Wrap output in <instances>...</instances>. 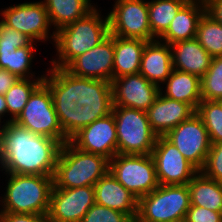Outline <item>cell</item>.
I'll return each instance as SVG.
<instances>
[{
  "instance_id": "cell-36",
  "label": "cell",
  "mask_w": 222,
  "mask_h": 222,
  "mask_svg": "<svg viewBox=\"0 0 222 222\" xmlns=\"http://www.w3.org/2000/svg\"><path fill=\"white\" fill-rule=\"evenodd\" d=\"M59 124L70 140L76 134L77 106L55 107Z\"/></svg>"
},
{
  "instance_id": "cell-38",
  "label": "cell",
  "mask_w": 222,
  "mask_h": 222,
  "mask_svg": "<svg viewBox=\"0 0 222 222\" xmlns=\"http://www.w3.org/2000/svg\"><path fill=\"white\" fill-rule=\"evenodd\" d=\"M0 222H49L47 215L0 212Z\"/></svg>"
},
{
  "instance_id": "cell-12",
  "label": "cell",
  "mask_w": 222,
  "mask_h": 222,
  "mask_svg": "<svg viewBox=\"0 0 222 222\" xmlns=\"http://www.w3.org/2000/svg\"><path fill=\"white\" fill-rule=\"evenodd\" d=\"M165 137L198 171L203 169L211 142L204 123L196 113L170 130Z\"/></svg>"
},
{
  "instance_id": "cell-24",
  "label": "cell",
  "mask_w": 222,
  "mask_h": 222,
  "mask_svg": "<svg viewBox=\"0 0 222 222\" xmlns=\"http://www.w3.org/2000/svg\"><path fill=\"white\" fill-rule=\"evenodd\" d=\"M163 84L166 89L161 86L160 93L167 98L188 103L195 110L202 101L201 78L197 75L173 69Z\"/></svg>"
},
{
  "instance_id": "cell-14",
  "label": "cell",
  "mask_w": 222,
  "mask_h": 222,
  "mask_svg": "<svg viewBox=\"0 0 222 222\" xmlns=\"http://www.w3.org/2000/svg\"><path fill=\"white\" fill-rule=\"evenodd\" d=\"M95 204L94 187L55 188L50 195L49 222H81Z\"/></svg>"
},
{
  "instance_id": "cell-18",
  "label": "cell",
  "mask_w": 222,
  "mask_h": 222,
  "mask_svg": "<svg viewBox=\"0 0 222 222\" xmlns=\"http://www.w3.org/2000/svg\"><path fill=\"white\" fill-rule=\"evenodd\" d=\"M146 113L152 130L158 136H165L181 122L189 119L196 110L188 103L172 100L159 93Z\"/></svg>"
},
{
  "instance_id": "cell-21",
  "label": "cell",
  "mask_w": 222,
  "mask_h": 222,
  "mask_svg": "<svg viewBox=\"0 0 222 222\" xmlns=\"http://www.w3.org/2000/svg\"><path fill=\"white\" fill-rule=\"evenodd\" d=\"M206 12L204 0H189L175 15L167 31L158 39L169 45L196 38L198 23Z\"/></svg>"
},
{
  "instance_id": "cell-2",
  "label": "cell",
  "mask_w": 222,
  "mask_h": 222,
  "mask_svg": "<svg viewBox=\"0 0 222 222\" xmlns=\"http://www.w3.org/2000/svg\"><path fill=\"white\" fill-rule=\"evenodd\" d=\"M52 97H69L77 106L76 133L112 112L113 97L110 82L79 77L65 68H47L43 81Z\"/></svg>"
},
{
  "instance_id": "cell-8",
  "label": "cell",
  "mask_w": 222,
  "mask_h": 222,
  "mask_svg": "<svg viewBox=\"0 0 222 222\" xmlns=\"http://www.w3.org/2000/svg\"><path fill=\"white\" fill-rule=\"evenodd\" d=\"M14 122L36 135L58 140L62 145L70 141L59 124L51 92L44 82L33 91Z\"/></svg>"
},
{
  "instance_id": "cell-41",
  "label": "cell",
  "mask_w": 222,
  "mask_h": 222,
  "mask_svg": "<svg viewBox=\"0 0 222 222\" xmlns=\"http://www.w3.org/2000/svg\"><path fill=\"white\" fill-rule=\"evenodd\" d=\"M54 107H68V106H76V103L73 99L69 97H52Z\"/></svg>"
},
{
  "instance_id": "cell-9",
  "label": "cell",
  "mask_w": 222,
  "mask_h": 222,
  "mask_svg": "<svg viewBox=\"0 0 222 222\" xmlns=\"http://www.w3.org/2000/svg\"><path fill=\"white\" fill-rule=\"evenodd\" d=\"M109 172L138 199L159 186L151 154H116L109 161Z\"/></svg>"
},
{
  "instance_id": "cell-27",
  "label": "cell",
  "mask_w": 222,
  "mask_h": 222,
  "mask_svg": "<svg viewBox=\"0 0 222 222\" xmlns=\"http://www.w3.org/2000/svg\"><path fill=\"white\" fill-rule=\"evenodd\" d=\"M189 0H151L148 1V17L151 33L159 39L169 28L178 11Z\"/></svg>"
},
{
  "instance_id": "cell-32",
  "label": "cell",
  "mask_w": 222,
  "mask_h": 222,
  "mask_svg": "<svg viewBox=\"0 0 222 222\" xmlns=\"http://www.w3.org/2000/svg\"><path fill=\"white\" fill-rule=\"evenodd\" d=\"M202 100L222 101V56L212 58L207 72L201 77Z\"/></svg>"
},
{
  "instance_id": "cell-6",
  "label": "cell",
  "mask_w": 222,
  "mask_h": 222,
  "mask_svg": "<svg viewBox=\"0 0 222 222\" xmlns=\"http://www.w3.org/2000/svg\"><path fill=\"white\" fill-rule=\"evenodd\" d=\"M190 205L187 184L159 185L151 193L138 199V214L135 222L184 220Z\"/></svg>"
},
{
  "instance_id": "cell-26",
  "label": "cell",
  "mask_w": 222,
  "mask_h": 222,
  "mask_svg": "<svg viewBox=\"0 0 222 222\" xmlns=\"http://www.w3.org/2000/svg\"><path fill=\"white\" fill-rule=\"evenodd\" d=\"M187 185L191 205L222 213V183L206 177L199 171Z\"/></svg>"
},
{
  "instance_id": "cell-43",
  "label": "cell",
  "mask_w": 222,
  "mask_h": 222,
  "mask_svg": "<svg viewBox=\"0 0 222 222\" xmlns=\"http://www.w3.org/2000/svg\"><path fill=\"white\" fill-rule=\"evenodd\" d=\"M5 120H3V122H1L0 120V160L2 157V150H3V130L5 129L6 126V122H4ZM1 123H4L3 125H1Z\"/></svg>"
},
{
  "instance_id": "cell-42",
  "label": "cell",
  "mask_w": 222,
  "mask_h": 222,
  "mask_svg": "<svg viewBox=\"0 0 222 222\" xmlns=\"http://www.w3.org/2000/svg\"><path fill=\"white\" fill-rule=\"evenodd\" d=\"M7 113L8 115V109L6 105V100L4 95H0V120L4 117V115Z\"/></svg>"
},
{
  "instance_id": "cell-19",
  "label": "cell",
  "mask_w": 222,
  "mask_h": 222,
  "mask_svg": "<svg viewBox=\"0 0 222 222\" xmlns=\"http://www.w3.org/2000/svg\"><path fill=\"white\" fill-rule=\"evenodd\" d=\"M95 203L127 214L134 222L138 198L108 172L94 184Z\"/></svg>"
},
{
  "instance_id": "cell-5",
  "label": "cell",
  "mask_w": 222,
  "mask_h": 222,
  "mask_svg": "<svg viewBox=\"0 0 222 222\" xmlns=\"http://www.w3.org/2000/svg\"><path fill=\"white\" fill-rule=\"evenodd\" d=\"M109 159L102 155L84 152L70 141L60 149L53 184L55 188L94 186L109 172Z\"/></svg>"
},
{
  "instance_id": "cell-11",
  "label": "cell",
  "mask_w": 222,
  "mask_h": 222,
  "mask_svg": "<svg viewBox=\"0 0 222 222\" xmlns=\"http://www.w3.org/2000/svg\"><path fill=\"white\" fill-rule=\"evenodd\" d=\"M108 12L110 34L123 38L156 40L149 25L148 0H119Z\"/></svg>"
},
{
  "instance_id": "cell-31",
  "label": "cell",
  "mask_w": 222,
  "mask_h": 222,
  "mask_svg": "<svg viewBox=\"0 0 222 222\" xmlns=\"http://www.w3.org/2000/svg\"><path fill=\"white\" fill-rule=\"evenodd\" d=\"M196 114L206 127L211 143L222 142V101L202 100Z\"/></svg>"
},
{
  "instance_id": "cell-30",
  "label": "cell",
  "mask_w": 222,
  "mask_h": 222,
  "mask_svg": "<svg viewBox=\"0 0 222 222\" xmlns=\"http://www.w3.org/2000/svg\"><path fill=\"white\" fill-rule=\"evenodd\" d=\"M196 39L213 58L222 56V25L206 12L198 23Z\"/></svg>"
},
{
  "instance_id": "cell-35",
  "label": "cell",
  "mask_w": 222,
  "mask_h": 222,
  "mask_svg": "<svg viewBox=\"0 0 222 222\" xmlns=\"http://www.w3.org/2000/svg\"><path fill=\"white\" fill-rule=\"evenodd\" d=\"M35 43L24 33H20L12 27L4 25L0 21V48H21L35 46Z\"/></svg>"
},
{
  "instance_id": "cell-34",
  "label": "cell",
  "mask_w": 222,
  "mask_h": 222,
  "mask_svg": "<svg viewBox=\"0 0 222 222\" xmlns=\"http://www.w3.org/2000/svg\"><path fill=\"white\" fill-rule=\"evenodd\" d=\"M201 172L206 177L222 183V142L211 143L205 165Z\"/></svg>"
},
{
  "instance_id": "cell-33",
  "label": "cell",
  "mask_w": 222,
  "mask_h": 222,
  "mask_svg": "<svg viewBox=\"0 0 222 222\" xmlns=\"http://www.w3.org/2000/svg\"><path fill=\"white\" fill-rule=\"evenodd\" d=\"M81 222H134L127 214L94 204L84 215Z\"/></svg>"
},
{
  "instance_id": "cell-25",
  "label": "cell",
  "mask_w": 222,
  "mask_h": 222,
  "mask_svg": "<svg viewBox=\"0 0 222 222\" xmlns=\"http://www.w3.org/2000/svg\"><path fill=\"white\" fill-rule=\"evenodd\" d=\"M54 31L74 23L83 18L92 10H97L91 5V0H43Z\"/></svg>"
},
{
  "instance_id": "cell-15",
  "label": "cell",
  "mask_w": 222,
  "mask_h": 222,
  "mask_svg": "<svg viewBox=\"0 0 222 222\" xmlns=\"http://www.w3.org/2000/svg\"><path fill=\"white\" fill-rule=\"evenodd\" d=\"M114 64V35L109 34L98 45L73 59L65 69L79 77L112 82Z\"/></svg>"
},
{
  "instance_id": "cell-13",
  "label": "cell",
  "mask_w": 222,
  "mask_h": 222,
  "mask_svg": "<svg viewBox=\"0 0 222 222\" xmlns=\"http://www.w3.org/2000/svg\"><path fill=\"white\" fill-rule=\"evenodd\" d=\"M151 156L159 185H184L199 172L165 136H158Z\"/></svg>"
},
{
  "instance_id": "cell-20",
  "label": "cell",
  "mask_w": 222,
  "mask_h": 222,
  "mask_svg": "<svg viewBox=\"0 0 222 222\" xmlns=\"http://www.w3.org/2000/svg\"><path fill=\"white\" fill-rule=\"evenodd\" d=\"M172 71L170 45L158 39L148 42L142 53L139 73L151 83L161 87Z\"/></svg>"
},
{
  "instance_id": "cell-3",
  "label": "cell",
  "mask_w": 222,
  "mask_h": 222,
  "mask_svg": "<svg viewBox=\"0 0 222 222\" xmlns=\"http://www.w3.org/2000/svg\"><path fill=\"white\" fill-rule=\"evenodd\" d=\"M101 15L100 8L92 10L56 32L54 45L58 58L50 61L52 67L65 68L73 59L98 45L110 34L108 14L105 18Z\"/></svg>"
},
{
  "instance_id": "cell-44",
  "label": "cell",
  "mask_w": 222,
  "mask_h": 222,
  "mask_svg": "<svg viewBox=\"0 0 222 222\" xmlns=\"http://www.w3.org/2000/svg\"><path fill=\"white\" fill-rule=\"evenodd\" d=\"M172 222H185L184 220H180V221H172Z\"/></svg>"
},
{
  "instance_id": "cell-37",
  "label": "cell",
  "mask_w": 222,
  "mask_h": 222,
  "mask_svg": "<svg viewBox=\"0 0 222 222\" xmlns=\"http://www.w3.org/2000/svg\"><path fill=\"white\" fill-rule=\"evenodd\" d=\"M185 222H222V213L210 209L190 205L186 212Z\"/></svg>"
},
{
  "instance_id": "cell-40",
  "label": "cell",
  "mask_w": 222,
  "mask_h": 222,
  "mask_svg": "<svg viewBox=\"0 0 222 222\" xmlns=\"http://www.w3.org/2000/svg\"><path fill=\"white\" fill-rule=\"evenodd\" d=\"M206 13L222 25V0H204Z\"/></svg>"
},
{
  "instance_id": "cell-1",
  "label": "cell",
  "mask_w": 222,
  "mask_h": 222,
  "mask_svg": "<svg viewBox=\"0 0 222 222\" xmlns=\"http://www.w3.org/2000/svg\"><path fill=\"white\" fill-rule=\"evenodd\" d=\"M0 167L6 173L53 176L62 144L14 121L3 130Z\"/></svg>"
},
{
  "instance_id": "cell-23",
  "label": "cell",
  "mask_w": 222,
  "mask_h": 222,
  "mask_svg": "<svg viewBox=\"0 0 222 222\" xmlns=\"http://www.w3.org/2000/svg\"><path fill=\"white\" fill-rule=\"evenodd\" d=\"M148 42L138 38H123L114 35L113 80L138 74L142 53Z\"/></svg>"
},
{
  "instance_id": "cell-22",
  "label": "cell",
  "mask_w": 222,
  "mask_h": 222,
  "mask_svg": "<svg viewBox=\"0 0 222 222\" xmlns=\"http://www.w3.org/2000/svg\"><path fill=\"white\" fill-rule=\"evenodd\" d=\"M170 47L173 69L191 73L200 78L209 69L213 57L196 38L175 42Z\"/></svg>"
},
{
  "instance_id": "cell-29",
  "label": "cell",
  "mask_w": 222,
  "mask_h": 222,
  "mask_svg": "<svg viewBox=\"0 0 222 222\" xmlns=\"http://www.w3.org/2000/svg\"><path fill=\"white\" fill-rule=\"evenodd\" d=\"M44 81V78H20L4 95L11 115L6 124L14 121L24 109L33 91Z\"/></svg>"
},
{
  "instance_id": "cell-17",
  "label": "cell",
  "mask_w": 222,
  "mask_h": 222,
  "mask_svg": "<svg viewBox=\"0 0 222 222\" xmlns=\"http://www.w3.org/2000/svg\"><path fill=\"white\" fill-rule=\"evenodd\" d=\"M113 106L147 111L160 93V87L140 73L124 75L111 82Z\"/></svg>"
},
{
  "instance_id": "cell-10",
  "label": "cell",
  "mask_w": 222,
  "mask_h": 222,
  "mask_svg": "<svg viewBox=\"0 0 222 222\" xmlns=\"http://www.w3.org/2000/svg\"><path fill=\"white\" fill-rule=\"evenodd\" d=\"M4 25L24 33L34 42L55 41L56 32L51 34V22L43 1L24 2L0 11ZM50 33V34H49ZM51 35V36H50ZM43 40V41H42Z\"/></svg>"
},
{
  "instance_id": "cell-28",
  "label": "cell",
  "mask_w": 222,
  "mask_h": 222,
  "mask_svg": "<svg viewBox=\"0 0 222 222\" xmlns=\"http://www.w3.org/2000/svg\"><path fill=\"white\" fill-rule=\"evenodd\" d=\"M35 50H37L35 46H24L17 49L0 48V68L8 70L19 78H44L45 74L35 77L31 70Z\"/></svg>"
},
{
  "instance_id": "cell-16",
  "label": "cell",
  "mask_w": 222,
  "mask_h": 222,
  "mask_svg": "<svg viewBox=\"0 0 222 222\" xmlns=\"http://www.w3.org/2000/svg\"><path fill=\"white\" fill-rule=\"evenodd\" d=\"M70 142L79 150L111 160L117 154V132L113 113L82 128Z\"/></svg>"
},
{
  "instance_id": "cell-39",
  "label": "cell",
  "mask_w": 222,
  "mask_h": 222,
  "mask_svg": "<svg viewBox=\"0 0 222 222\" xmlns=\"http://www.w3.org/2000/svg\"><path fill=\"white\" fill-rule=\"evenodd\" d=\"M19 79L17 75L0 68V95H5Z\"/></svg>"
},
{
  "instance_id": "cell-4",
  "label": "cell",
  "mask_w": 222,
  "mask_h": 222,
  "mask_svg": "<svg viewBox=\"0 0 222 222\" xmlns=\"http://www.w3.org/2000/svg\"><path fill=\"white\" fill-rule=\"evenodd\" d=\"M5 174L9 179L0 200V212L48 214L53 176Z\"/></svg>"
},
{
  "instance_id": "cell-7",
  "label": "cell",
  "mask_w": 222,
  "mask_h": 222,
  "mask_svg": "<svg viewBox=\"0 0 222 222\" xmlns=\"http://www.w3.org/2000/svg\"><path fill=\"white\" fill-rule=\"evenodd\" d=\"M112 113L116 122L117 154H151L158 135L150 127L147 113L121 106H113Z\"/></svg>"
}]
</instances>
